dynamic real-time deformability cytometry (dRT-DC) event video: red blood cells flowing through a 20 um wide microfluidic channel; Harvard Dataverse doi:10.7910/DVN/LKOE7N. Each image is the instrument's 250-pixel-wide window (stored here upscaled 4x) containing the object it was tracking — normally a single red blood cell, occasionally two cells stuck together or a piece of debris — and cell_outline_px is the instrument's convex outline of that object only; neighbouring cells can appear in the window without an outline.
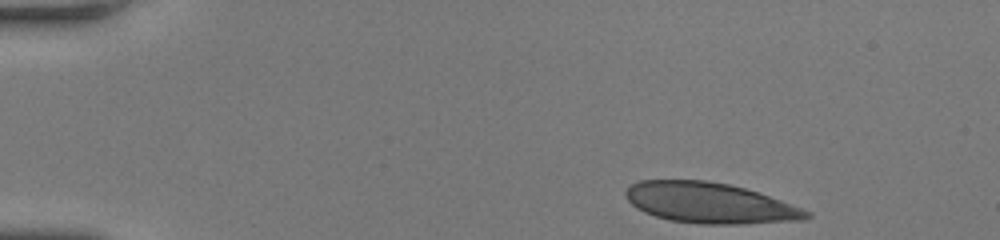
{"species": "human", "species_latin": "Homo sapiens", "temperature_condition": "room temperature", "stored_images_in_passage": 2, "camera_frame_rate_fps": 3000, "um_per_image_px": 0.085, "donor": {"sex": "female"}, "frame": {"image": 1, "passage_image": 1, "time_ms": 0.0, "image_size_px": [1000, 240], "cell_outline_px": [[812, 216], [804, 220], [740, 224], [700, 224], [672, 220], [656, 216], [644, 212], [636, 208], [624, 196], [624, 192], [628, 184], [640, 180], [708, 180], [728, 184], [760, 192], [812, 212]], "centroid_in_image_um": [60.32, 17.24], "position_along_channel_um": 24.7, "area_um2": 43.0}}